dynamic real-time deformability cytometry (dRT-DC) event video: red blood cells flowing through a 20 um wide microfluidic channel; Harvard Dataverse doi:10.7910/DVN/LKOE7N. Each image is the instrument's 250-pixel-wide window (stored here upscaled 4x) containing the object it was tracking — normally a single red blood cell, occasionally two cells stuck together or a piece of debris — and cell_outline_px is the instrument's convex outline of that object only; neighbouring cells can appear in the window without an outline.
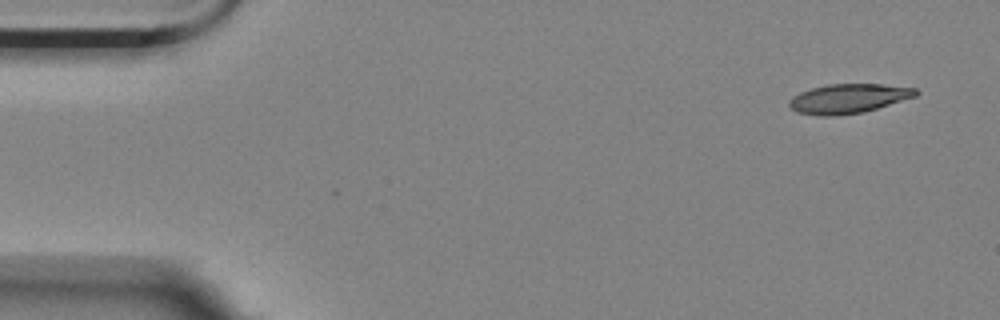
{"species": "Egyptian fruit bat (a non-hibernating species)", "species_latin": "Rousettus aegyptiacus", "temperature_condition": "room temperature", "stored_images_in_passage": 3, "camera_frame_rate_fps": 3000, "um_per_image_px": 0.085, "animal": {"sex": "female"}, "frame": {"image": 1, "passage_image": 1, "time_ms": 0.0, "image_size_px": [1000, 320], "cell_outline_px": [[920, 92], [916, 96], [864, 112], [832, 116], [820, 116], [796, 112], [788, 104], [788, 100], [792, 96], [800, 92], [812, 88], [828, 84], [880, 84], [916, 88]], "centroid_in_image_um": [72.1, 8.38], "position_along_channel_um": 12.9, "area_um2": 21.68}}